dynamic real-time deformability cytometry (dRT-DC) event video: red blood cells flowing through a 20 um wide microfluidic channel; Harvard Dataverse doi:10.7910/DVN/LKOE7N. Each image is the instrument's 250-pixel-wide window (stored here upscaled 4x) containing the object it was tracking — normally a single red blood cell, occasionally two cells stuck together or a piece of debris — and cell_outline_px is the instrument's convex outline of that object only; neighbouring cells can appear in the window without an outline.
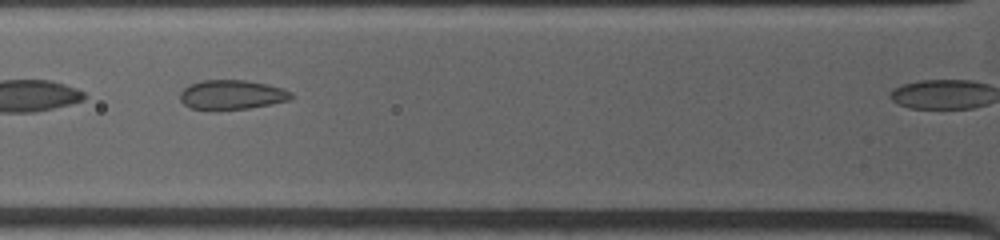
{"species": "common noctule bat (a hibernating species)", "species_latin": "Nyctalus noctula", "temperature_condition": "warm", "stored_images_in_passage": 11, "camera_frame_rate_fps": 4500, "um_per_image_px": 0.085, "animal": {"sex": "female", "body_mass_g": 19.0, "forearm_length_mm": 53.3}, "frame": {"image": 1, "passage_image": 6, "time_ms": 1.111, "image_size_px": [1000, 240], "cell_outline_px": [[292, 96], [288, 100], [272, 104], [248, 108], [188, 108], [180, 100], [180, 92], [184, 88], [200, 80], [244, 80], [284, 88], [292, 92]], "centroid_in_image_um": [19.71, 8.03], "position_along_channel_um": 106.1, "area_um2": 18.61}}